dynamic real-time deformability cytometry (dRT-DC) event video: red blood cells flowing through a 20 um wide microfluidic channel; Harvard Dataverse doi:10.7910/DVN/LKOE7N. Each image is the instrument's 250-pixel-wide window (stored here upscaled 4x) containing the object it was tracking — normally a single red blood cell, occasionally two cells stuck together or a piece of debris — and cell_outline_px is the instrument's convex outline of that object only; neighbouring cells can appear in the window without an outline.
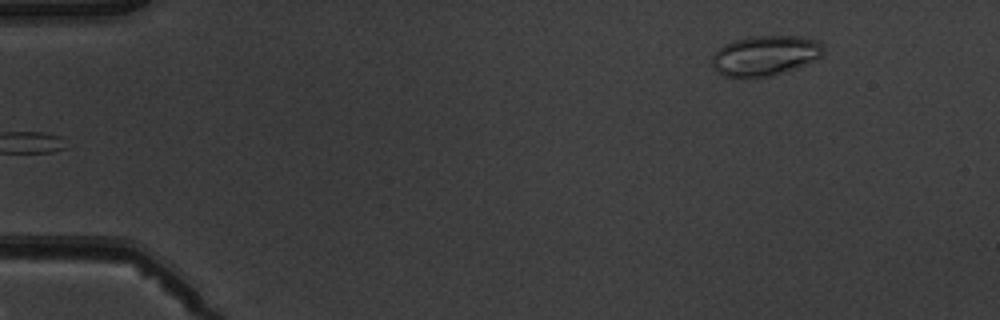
{"species": "common noctule bat (a hibernating species)", "species_latin": "Nyctalus noctula", "temperature_condition": "warm", "stored_images_in_passage": 5, "segment_of_instrument_passage": [2, 2], "camera_frame_rate_fps": 3000, "um_per_image_px": 0.085, "animal": {"sex": "male", "body_mass_g": 19.5, "forearm_length_mm": 54.6}, "frame": {"image": 1, "passage_image": 5, "time_ms": 5.667, "image_size_px": [1000, 320], "cell_outline_px": [[824, 52], [820, 56], [796, 68], [772, 76], [724, 76], [712, 68], [712, 56], [724, 44], [748, 36], [804, 36], [816, 40], [824, 44]], "centroid_in_image_um": [65.05, 4.7], "position_along_channel_um": 20.0, "area_um2": 25.84}}